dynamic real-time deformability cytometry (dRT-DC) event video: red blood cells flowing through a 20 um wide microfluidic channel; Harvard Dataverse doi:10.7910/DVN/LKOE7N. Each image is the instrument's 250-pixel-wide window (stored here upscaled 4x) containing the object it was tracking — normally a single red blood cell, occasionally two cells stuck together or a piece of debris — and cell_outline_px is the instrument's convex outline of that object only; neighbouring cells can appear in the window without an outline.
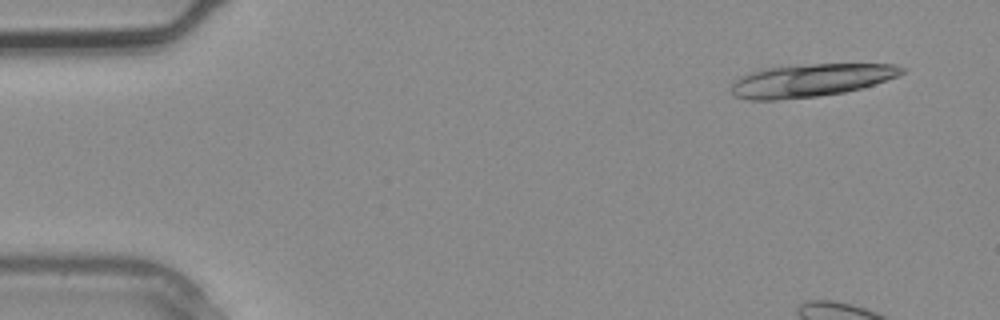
{"species": "common noctule bat (a hibernating species)", "species_latin": "Nyctalus noctula", "temperature_condition": "warm", "stored_images_in_passage": 4, "camera_frame_rate_fps": 3000, "um_per_image_px": 0.085, "animal": {"sex": "male", "body_mass_g": 20.4}, "frame": {"image": 1, "passage_image": 1, "time_ms": 0.0, "image_size_px": [1000, 320], "cell_outline_px": [[908, 68], [904, 72], [896, 76], [860, 88], [844, 92], [816, 96], [776, 100], [748, 100], [732, 96], [732, 84], [740, 76], [764, 68], [812, 64], [896, 64]], "centroid_in_image_um": [68.89, 6.83], "position_along_channel_um": 16.1, "area_um2": 32.37}}